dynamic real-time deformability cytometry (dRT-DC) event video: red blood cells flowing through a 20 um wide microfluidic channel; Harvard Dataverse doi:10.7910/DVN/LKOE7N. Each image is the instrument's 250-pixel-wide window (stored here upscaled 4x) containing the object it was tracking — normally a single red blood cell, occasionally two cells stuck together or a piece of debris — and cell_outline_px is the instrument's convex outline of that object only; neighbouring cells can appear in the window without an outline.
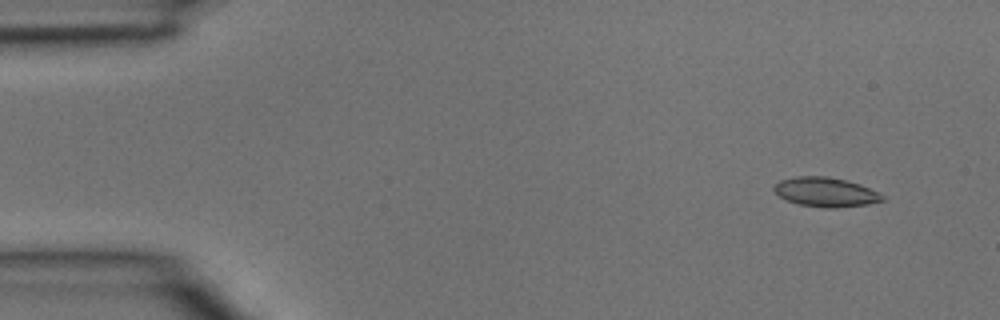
{"species": "common noctule bat (a hibernating species)", "species_latin": "Nyctalus noctula", "temperature_condition": "room temperature", "stored_images_in_passage": 3, "camera_frame_rate_fps": 3000, "um_per_image_px": 0.085, "animal": {"sex": "male", "body_mass_g": 15.6}, "frame": {"image": 1, "passage_image": 1, "time_ms": 0.0, "image_size_px": [1000, 320], "cell_outline_px": [[884, 200], [868, 204], [836, 208], [824, 208], [800, 204], [788, 200], [780, 196], [772, 188], [780, 180], [796, 176], [828, 176], [860, 184], [884, 196]], "centroid_in_image_um": [70.17, 16.32], "position_along_channel_um": 14.8, "area_um2": 18.32}}